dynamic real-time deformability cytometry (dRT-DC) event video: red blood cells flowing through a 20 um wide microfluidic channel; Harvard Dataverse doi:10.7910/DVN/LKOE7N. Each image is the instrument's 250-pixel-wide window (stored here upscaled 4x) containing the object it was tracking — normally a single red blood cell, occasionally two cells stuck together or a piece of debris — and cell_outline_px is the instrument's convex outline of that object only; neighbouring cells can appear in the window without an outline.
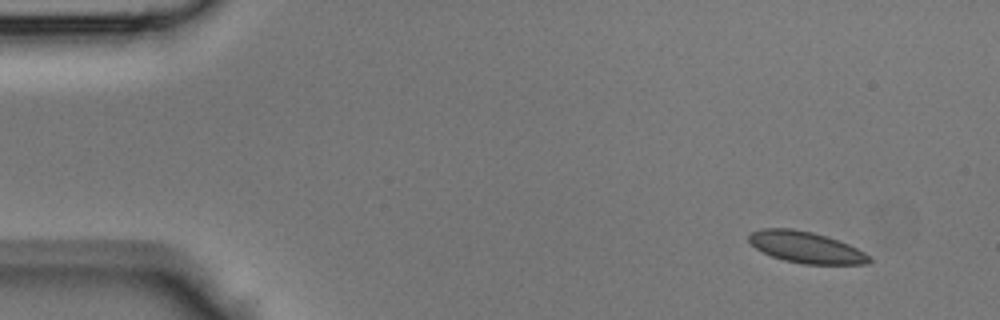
{"species": "Egyptian fruit bat (a non-hibernating species)", "species_latin": "Rousettus aegyptiacus", "temperature_condition": "room temperature", "stored_images_in_passage": 43, "camera_frame_rate_fps": 3000, "um_per_image_px": 0.085, "animal": {"sex": "male"}, "frame": {"image": 1, "passage_image": 3, "time_ms": 0.667, "image_size_px": [1000, 320], "cell_outline_px": [[872, 260], [868, 264], [804, 264], [784, 260], [772, 256], [756, 248], [748, 240], [748, 236], [752, 232], [764, 228], [792, 228], [812, 232], [828, 236], [848, 244], [872, 256]], "centroid_in_image_um": [68.54, 21.02], "position_along_channel_um": 16.5, "area_um2": 21.96}}
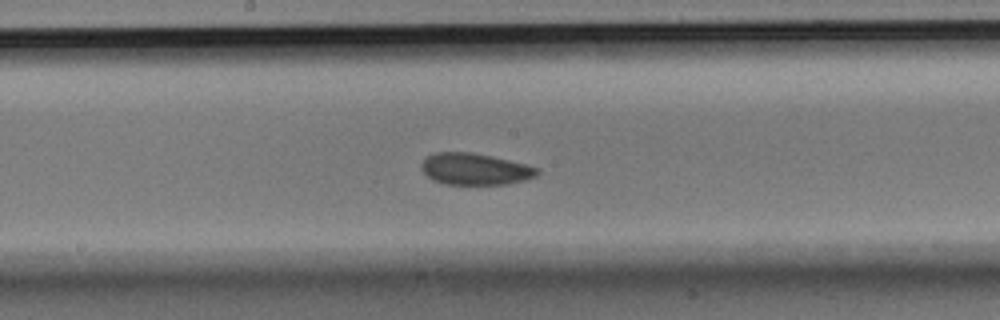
{"frame": {"image": 2, "passage_image": 22, "time_ms": 7.0, "image_size_px": [1000, 320], "cell_outline_px": [[540, 172], [536, 176], [524, 180], [508, 184], [444, 184], [432, 180], [420, 168], [420, 164], [428, 156], [436, 152], [472, 152], [508, 160], [540, 168]], "centroid_in_image_um": [40.37, 14.37], "position_along_channel_um": 207.8, "area_um2": 21.27}}
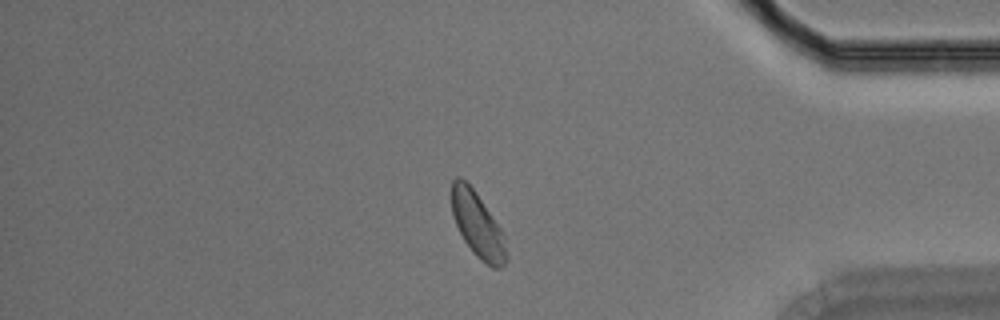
{"frame": {"image": 3, "passage_image": 36, "time_ms": 11.667, "image_size_px": [1000, 320], "cell_outline_px": [[508, 260], [500, 268], [492, 268], [480, 260], [476, 256], [464, 240], [452, 216], [452, 180], [456, 176], [460, 176], [476, 192], [500, 228], [504, 236]], "centroid_in_image_um": [40.6, 19.14], "position_along_channel_um": 394.6, "area_um2": 20.58}}